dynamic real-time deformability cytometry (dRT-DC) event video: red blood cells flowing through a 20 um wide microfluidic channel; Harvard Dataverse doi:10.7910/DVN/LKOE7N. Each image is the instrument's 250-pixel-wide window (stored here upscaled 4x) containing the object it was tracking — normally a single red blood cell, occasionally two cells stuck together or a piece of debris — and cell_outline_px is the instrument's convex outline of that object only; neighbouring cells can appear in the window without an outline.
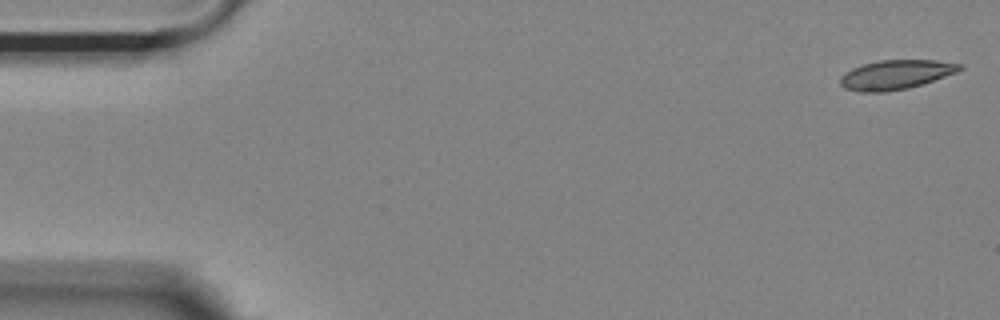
{"species": "Egyptian fruit bat (a non-hibernating species)", "species_latin": "Rousettus aegyptiacus", "temperature_condition": "room temperature", "stored_images_in_passage": 53, "camera_frame_rate_fps": 3000, "um_per_image_px": 0.085, "animal": {"sex": "female"}, "frame": {"image": 1, "passage_image": 1, "time_ms": 0.0, "image_size_px": [1000, 320], "cell_outline_px": [[964, 68], [956, 72], [908, 88], [884, 92], [860, 92], [844, 88], [840, 84], [840, 76], [852, 68], [864, 64], [880, 60], [936, 60], [964, 64]], "centroid_in_image_um": [76.13, 6.34], "position_along_channel_um": 8.9, "area_um2": 20.29}}
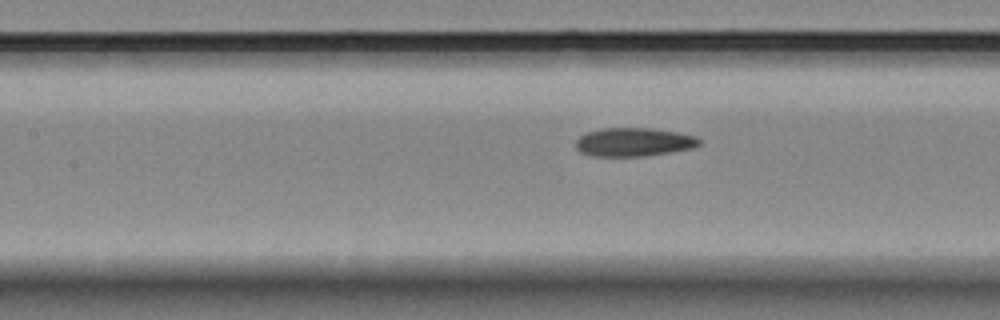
{"frame": {"image": 2, "passage_image": 23, "time_ms": 7.333, "image_size_px": [1000, 320], "cell_outline_px": [[700, 144], [692, 148], [644, 156], [592, 156], [580, 152], [576, 148], [576, 140], [584, 132], [604, 128], [652, 128], [676, 132], [696, 136], [700, 140]], "centroid_in_image_um": [53.83, 12.07], "position_along_channel_um": 153.6, "area_um2": 20.52}}
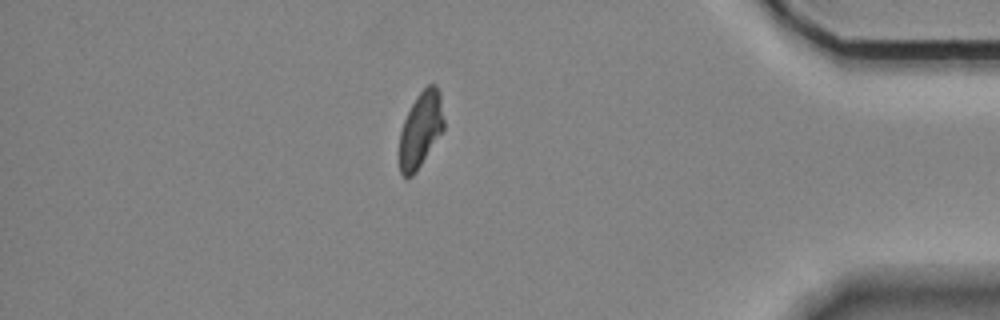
{"frame": {"image": 3, "passage_image": 46, "time_ms": 15.0, "image_size_px": [1000, 320], "cell_outline_px": [[444, 128], [416, 172], [412, 176], [404, 176], [400, 172], [400, 132], [404, 120], [416, 96], [428, 84], [436, 84], [440, 92], [444, 120]], "centroid_in_image_um": [35.77, 10.98], "position_along_channel_um": 399.4, "area_um2": 19.31}, "authors_computed_cell_mechanics": {"area_um2": 20.9814, "velocity_mm_per_s": 3.6927, "shape_relaxation_time_tau1_ms": 6.8205, "shape_relaxation_time_tau2_ms": 2.4178, "deformation_change_tau1": 0.1866, "deformation_change_tau2": 0.0901}}